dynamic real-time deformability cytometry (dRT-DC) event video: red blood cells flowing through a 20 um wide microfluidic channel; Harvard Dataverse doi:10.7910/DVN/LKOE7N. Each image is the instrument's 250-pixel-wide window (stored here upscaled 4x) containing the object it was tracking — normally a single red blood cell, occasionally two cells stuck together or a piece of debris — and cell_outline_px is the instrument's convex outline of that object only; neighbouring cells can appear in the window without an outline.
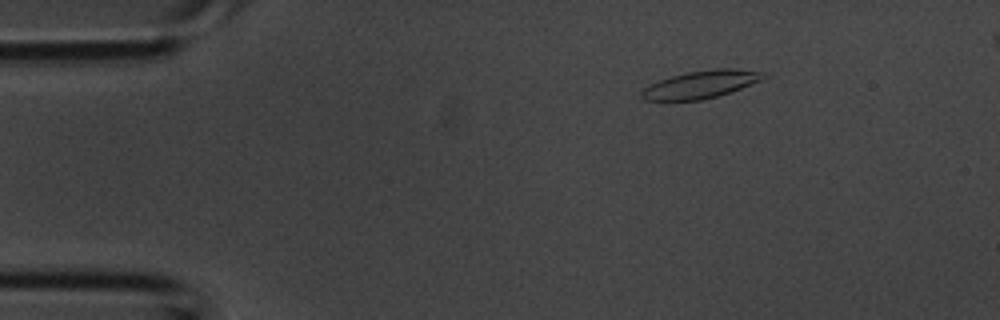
{"species": "common noctule bat (a hibernating species)", "species_latin": "Nyctalus noctula", "temperature_condition": "room temperature", "stored_images_in_passage": 4, "camera_frame_rate_fps": 3000, "um_per_image_px": 0.085, "animal": {"sex": "male", "body_mass_g": 20.1, "forearm_length_mm": 53.5}, "frame": {"image": 1, "passage_image": 2, "time_ms": 0.333, "image_size_px": [1000, 320], "cell_outline_px": [[760, 80], [740, 88], [716, 96], [700, 100], [668, 104], [644, 100], [640, 96], [640, 92], [644, 88], [660, 80], [672, 76], [688, 72], [716, 68], [728, 68], [760, 72]], "centroid_in_image_um": [59.36, 7.24], "position_along_channel_um": 25.6, "area_um2": 19.65}}